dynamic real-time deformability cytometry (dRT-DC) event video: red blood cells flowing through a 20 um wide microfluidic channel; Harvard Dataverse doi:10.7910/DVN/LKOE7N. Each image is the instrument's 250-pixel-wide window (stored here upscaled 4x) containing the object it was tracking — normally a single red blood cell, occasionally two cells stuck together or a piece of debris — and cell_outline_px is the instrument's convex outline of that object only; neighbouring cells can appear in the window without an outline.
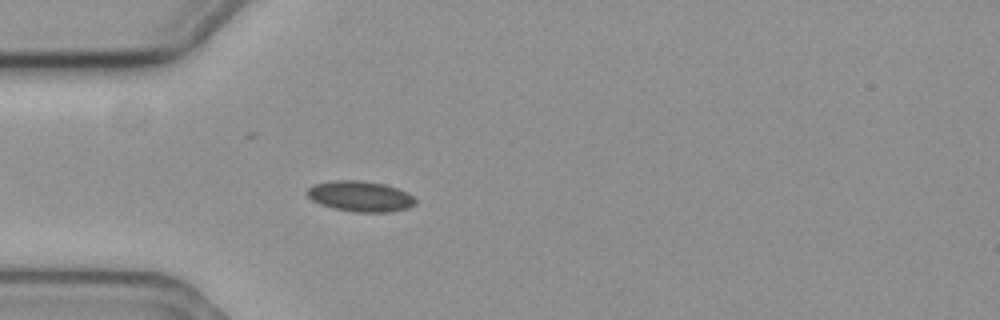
{"species": "common noctule bat (a hibernating species)", "species_latin": "Nyctalus noctula", "temperature_condition": "cold", "stored_images_in_passage": 2, "camera_frame_rate_fps": 3000, "um_per_image_px": 0.085, "animal": {"sex": "female", "body_mass_g": 19.3, "forearm_length_mm": 54.1}, "frame": {"image": 1, "passage_image": 2, "time_ms": 0.333, "image_size_px": [1000, 320], "cell_outline_px": [[416, 204], [408, 208], [388, 212], [352, 212], [332, 208], [320, 204], [312, 200], [304, 192], [312, 184], [336, 180], [360, 180], [384, 184], [408, 192], [416, 200]], "centroid_in_image_um": [30.6, 16.69], "position_along_channel_um": 54.4, "area_um2": 19.48}}